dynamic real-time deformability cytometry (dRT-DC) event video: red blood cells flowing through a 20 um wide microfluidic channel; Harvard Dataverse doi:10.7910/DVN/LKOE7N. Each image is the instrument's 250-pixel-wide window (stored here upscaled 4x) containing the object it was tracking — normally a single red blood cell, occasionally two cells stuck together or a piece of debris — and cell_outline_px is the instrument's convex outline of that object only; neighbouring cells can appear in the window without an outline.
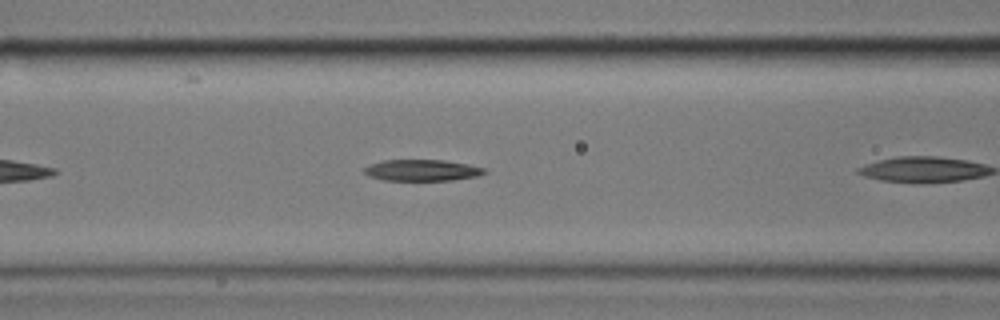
{"species": "common noctule bat (a hibernating species)", "species_latin": "Nyctalus noctula", "temperature_condition": "cold", "stored_images_in_passage": 30, "camera_frame_rate_fps": 3000, "um_per_image_px": 0.085, "animal": {"sex": "male", "body_mass_g": 17.9}, "frame": {"image": 1, "passage_image": 9, "time_ms": 2.667, "image_size_px": [1000, 320], "cell_outline_px": [[488, 172], [476, 176], [452, 180], [384, 180], [368, 176], [364, 172], [364, 168], [368, 164], [384, 160], [444, 160], [468, 164], [484, 168]], "centroid_in_image_um": [35.85, 14.46], "position_along_channel_um": 130.8, "area_um2": 14.91}}